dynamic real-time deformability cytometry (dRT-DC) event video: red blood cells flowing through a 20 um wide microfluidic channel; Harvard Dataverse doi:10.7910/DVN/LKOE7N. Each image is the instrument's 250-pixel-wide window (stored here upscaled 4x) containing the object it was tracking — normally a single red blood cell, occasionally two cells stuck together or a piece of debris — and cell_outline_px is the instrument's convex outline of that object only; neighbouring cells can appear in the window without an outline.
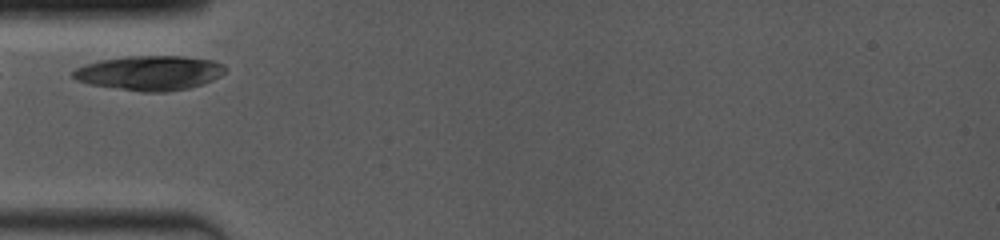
{"species": "common noctule bat (a hibernating species)", "species_latin": "Nyctalus noctula", "temperature_condition": "room temperature", "stored_images_in_passage": 2, "camera_frame_rate_fps": 4000, "um_per_image_px": 0.085, "animal": {"sex": "female", "body_mass_g": 19.0, "forearm_length_mm": 53.3}, "frame": {"image": 1, "passage_image": 1, "time_ms": 0.0, "image_size_px": [1000, 240], "cell_outline_px": [[228, 68], [220, 76], [204, 84], [188, 88], [168, 92], [144, 92], [92, 84], [76, 80], [72, 76], [72, 72], [76, 68], [84, 64], [100, 60], [128, 56], [184, 56], [212, 60], [224, 64]], "centroid_in_image_um": [12.76, 6.19], "position_along_channel_um": 72.2, "area_um2": 30.69}}